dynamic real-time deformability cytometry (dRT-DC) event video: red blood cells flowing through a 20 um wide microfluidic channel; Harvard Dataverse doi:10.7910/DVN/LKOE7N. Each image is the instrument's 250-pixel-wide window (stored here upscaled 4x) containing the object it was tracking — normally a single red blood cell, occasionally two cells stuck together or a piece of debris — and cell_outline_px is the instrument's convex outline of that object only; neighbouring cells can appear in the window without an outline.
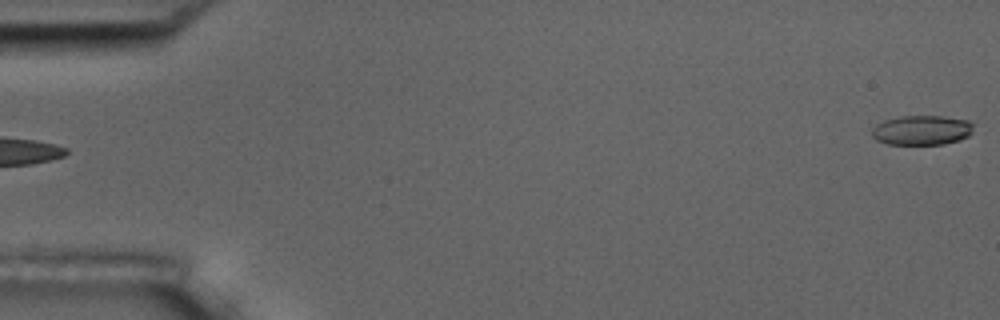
{"species": "common noctule bat (a hibernating species)", "species_latin": "Nyctalus noctula", "temperature_condition": "room temperature", "stored_images_in_passage": 4, "camera_frame_rate_fps": 3000, "um_per_image_px": 0.085, "animal": {"sex": "male", "body_mass_g": 17.5, "forearm_length_mm": 52.3}, "frame": {"image": 1, "passage_image": 4, "time_ms": 3.333, "image_size_px": [1000, 320], "cell_outline_px": [[972, 132], [968, 136], [960, 140], [944, 144], [888, 144], [876, 140], [872, 136], [872, 128], [876, 124], [884, 120], [900, 116], [940, 116], [968, 120], [972, 124]], "centroid_in_image_um": [78.33, 11.06], "position_along_channel_um": 6.7, "area_um2": 17.57}}